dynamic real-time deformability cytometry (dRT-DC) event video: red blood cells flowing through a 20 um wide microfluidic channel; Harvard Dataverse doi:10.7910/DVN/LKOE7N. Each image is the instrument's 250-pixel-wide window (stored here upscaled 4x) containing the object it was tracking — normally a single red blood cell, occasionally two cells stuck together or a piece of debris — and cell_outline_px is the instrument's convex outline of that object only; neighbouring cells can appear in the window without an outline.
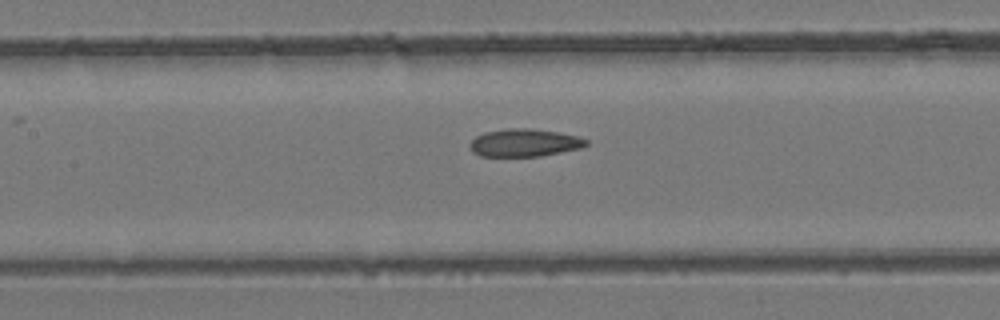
{"species": "common noctule bat (a hibernating species)", "species_latin": "Nyctalus noctula", "temperature_condition": "room temperature", "stored_images_in_passage": 7, "camera_frame_rate_fps": 3000, "um_per_image_px": 0.085, "animal": {"sex": "female", "body_mass_g": 24.6, "forearm_length_mm": 56.2}, "frame": {"image": 1, "passage_image": 6, "time_ms": 1.667, "image_size_px": [1000, 320], "cell_outline_px": [[588, 144], [580, 148], [540, 156], [480, 156], [472, 152], [468, 144], [476, 136], [484, 132], [508, 128], [532, 128], [560, 132], [576, 136], [588, 140]], "centroid_in_image_um": [44.55, 12.12], "position_along_channel_um": 162.9, "area_um2": 18.84}}